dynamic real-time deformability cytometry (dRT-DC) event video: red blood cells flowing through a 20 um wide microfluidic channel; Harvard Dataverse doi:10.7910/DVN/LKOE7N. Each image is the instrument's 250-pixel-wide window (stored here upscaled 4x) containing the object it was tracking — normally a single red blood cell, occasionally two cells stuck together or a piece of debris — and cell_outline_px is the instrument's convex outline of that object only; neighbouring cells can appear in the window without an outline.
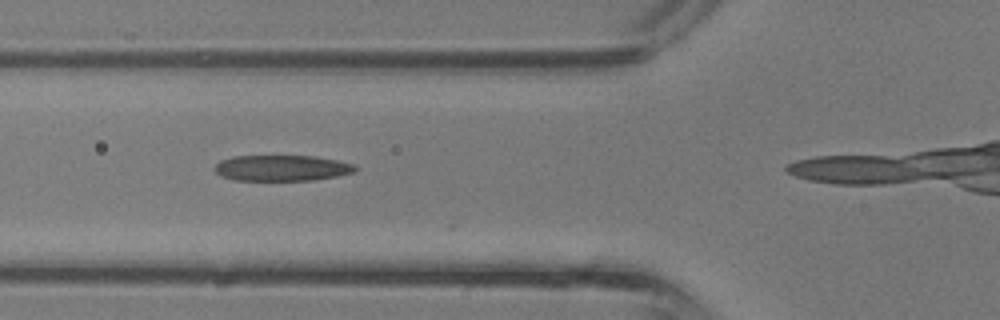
{"species": "common noctule bat (a hibernating species)", "species_latin": "Nyctalus noctula", "temperature_condition": "room temperature", "stored_images_in_passage": 9, "camera_frame_rate_fps": 3000, "um_per_image_px": 0.085, "animal": {"sex": "male", "body_mass_g": 13.3}, "frame": {"image": 1, "passage_image": 6, "time_ms": 1.667, "image_size_px": [1000, 320], "cell_outline_px": [[360, 168], [356, 172], [336, 176], [312, 180], [236, 180], [220, 176], [212, 168], [220, 160], [232, 156], [316, 156], [356, 164]], "centroid_in_image_um": [23.97, 14.28], "position_along_channel_um": 101.8, "area_um2": 21.39}}
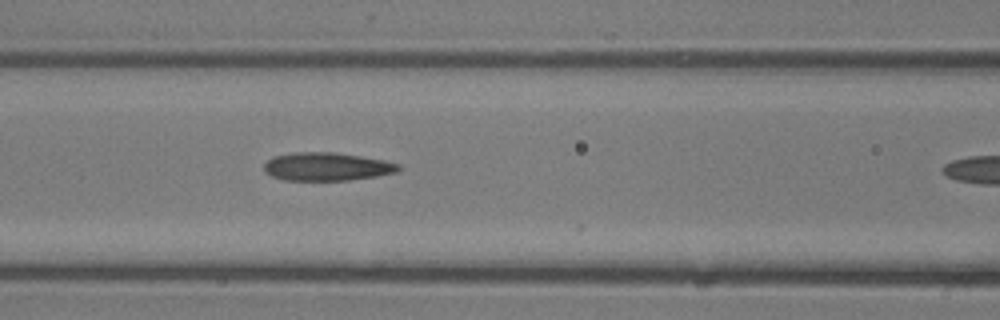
{"frame": {"image": 2, "passage_image": 8, "time_ms": 2.333, "image_size_px": [1000, 320], "cell_outline_px": [[400, 168], [396, 172], [376, 176], [348, 180], [284, 180], [272, 176], [264, 172], [264, 164], [272, 156], [292, 152], [332, 152], [360, 156], [384, 160], [400, 164]], "centroid_in_image_um": [27.74, 14.16], "position_along_channel_um": 138.9, "area_um2": 22.08}}